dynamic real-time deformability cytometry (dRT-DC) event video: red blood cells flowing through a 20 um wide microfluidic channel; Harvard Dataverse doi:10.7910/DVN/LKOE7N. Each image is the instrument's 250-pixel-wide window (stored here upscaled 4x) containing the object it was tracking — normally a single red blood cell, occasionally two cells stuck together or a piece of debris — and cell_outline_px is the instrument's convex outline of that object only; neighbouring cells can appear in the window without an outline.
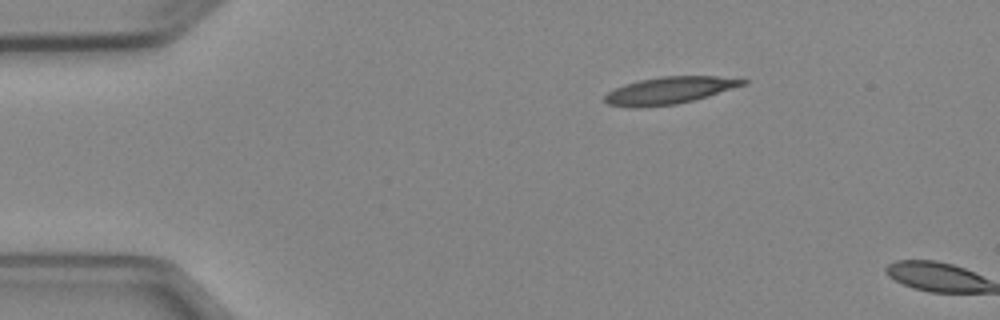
{"species": "Egyptian fruit bat (a non-hibernating species)", "species_latin": "Rousettus aegyptiacus", "temperature_condition": "cold", "stored_images_in_passage": 2, "camera_frame_rate_fps": 3000, "um_per_image_px": 0.085, "animal": {"sex": "female"}, "frame": {"image": 1, "passage_image": 1, "time_ms": 0.0, "image_size_px": [1000, 320], "cell_outline_px": [[748, 84], [708, 96], [676, 104], [636, 108], [608, 104], [604, 100], [604, 96], [608, 92], [624, 84], [640, 80], [660, 76], [716, 76], [748, 80]], "centroid_in_image_um": [56.91, 7.68], "position_along_channel_um": 28.1, "area_um2": 21.73}}